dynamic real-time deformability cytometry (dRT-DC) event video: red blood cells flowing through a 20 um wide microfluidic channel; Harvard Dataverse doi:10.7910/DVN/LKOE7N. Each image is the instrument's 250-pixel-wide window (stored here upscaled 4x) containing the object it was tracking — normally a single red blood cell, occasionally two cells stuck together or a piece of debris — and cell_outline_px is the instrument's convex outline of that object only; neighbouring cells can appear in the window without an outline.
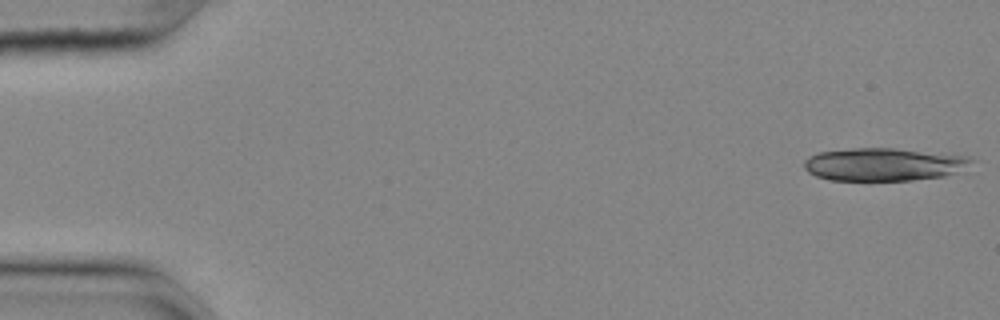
{"species": "common noctule bat (a hibernating species)", "species_latin": "Nyctalus noctula", "temperature_condition": "cold", "stored_images_in_passage": 23, "camera_frame_rate_fps": 3000, "um_per_image_px": 0.085, "animal": {"sex": "female", "body_mass_g": 25.1}, "frame": {"image": 1, "passage_image": 1, "time_ms": 0.0, "image_size_px": [1000, 320], "cell_outline_px": [[972, 160], [956, 172], [944, 176], [912, 180], [828, 180], [816, 176], [808, 172], [804, 168], [804, 160], [808, 156], [820, 152], [852, 148], [896, 148], [972, 156]], "centroid_in_image_um": [75.06, 13.96], "position_along_channel_um": 9.9, "area_um2": 31.96}}
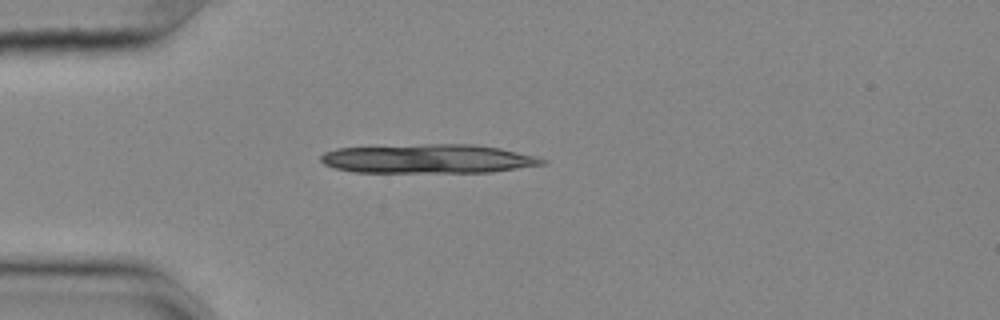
{"frame": {"image": 2, "passage_image": 14, "time_ms": 4.333, "image_size_px": [1000, 320], "cell_outline_px": [[548, 164], [492, 172], [352, 172], [336, 168], [324, 164], [320, 160], [320, 156], [324, 152], [336, 148], [424, 144], [476, 144], [500, 148], [540, 156], [548, 160]], "centroid_in_image_um": [36.47, 13.49], "position_along_channel_um": 48.5, "area_um2": 37.92}}